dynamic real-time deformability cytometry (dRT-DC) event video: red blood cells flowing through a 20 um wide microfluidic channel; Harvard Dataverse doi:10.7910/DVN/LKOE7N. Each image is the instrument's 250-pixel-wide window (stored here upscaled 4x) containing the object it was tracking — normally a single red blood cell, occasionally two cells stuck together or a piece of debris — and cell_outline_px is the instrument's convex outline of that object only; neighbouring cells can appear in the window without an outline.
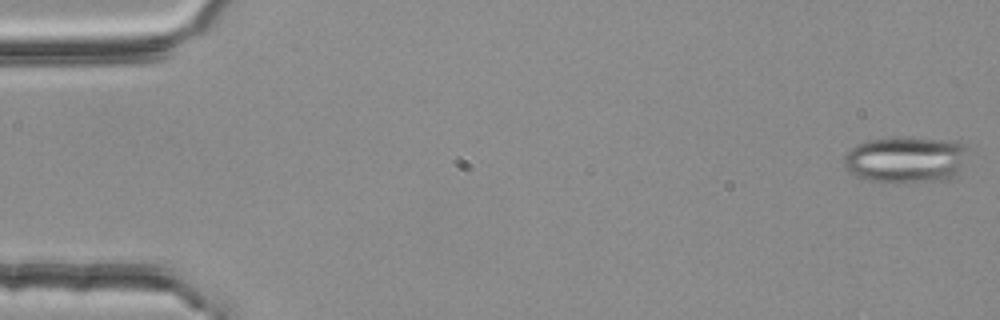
{"species": "common noctule bat (a hibernating species)", "species_latin": "Nyctalus noctula", "temperature_condition": "room temperature", "stored_images_in_passage": 6, "camera_frame_rate_fps": 3000, "um_per_image_px": 0.085, "animal": {"sex": "female", "body_mass_g": 25.1}, "frame": {"image": 1, "passage_image": 1, "time_ms": 0.0, "image_size_px": [1000, 320], "cell_outline_px": [[964, 148], [956, 172], [948, 180], [868, 180], [856, 176], [844, 168], [844, 156], [856, 144], [868, 140], [940, 140], [964, 144]], "centroid_in_image_um": [76.86, 13.58], "position_along_channel_um": 8.1, "area_um2": 31.04}}